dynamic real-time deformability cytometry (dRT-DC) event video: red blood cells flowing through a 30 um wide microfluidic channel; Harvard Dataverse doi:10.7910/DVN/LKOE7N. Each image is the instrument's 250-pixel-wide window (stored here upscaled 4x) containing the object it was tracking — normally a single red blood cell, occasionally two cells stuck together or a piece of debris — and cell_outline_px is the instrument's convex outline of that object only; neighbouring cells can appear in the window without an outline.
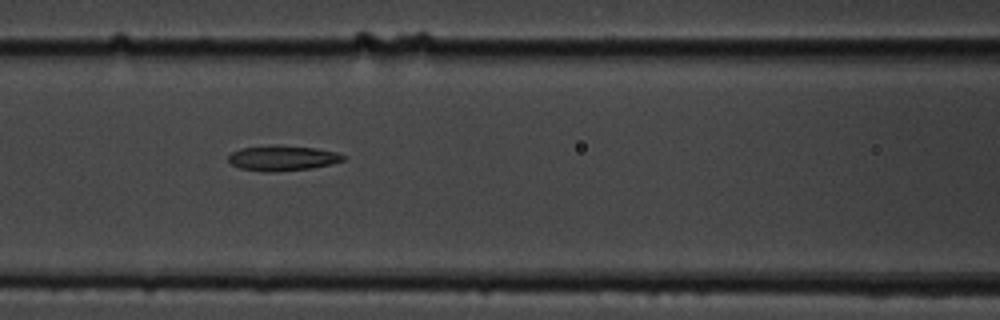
{"species": "common noctule bat (a hibernating species)", "species_latin": "Nyctalus noctula", "temperature_condition": "cold", "stored_images_in_passage": 3, "camera_frame_rate_fps": 3000, "um_per_image_px": 0.085, "animal": {"sex": "male", "body_mass_g": 19.5, "forearm_length_mm": 54.6}, "frame": {"image": 1, "passage_image": 3, "time_ms": 2.333, "image_size_px": [1000, 320], "cell_outline_px": [[348, 156], [344, 160], [332, 164], [312, 168], [276, 172], [264, 172], [240, 168], [232, 164], [228, 160], [228, 156], [232, 152], [240, 148], [316, 148], [336, 152]], "centroid_in_image_um": [24.06, 13.5], "position_along_channel_um": 142.5, "area_um2": 16.07}}